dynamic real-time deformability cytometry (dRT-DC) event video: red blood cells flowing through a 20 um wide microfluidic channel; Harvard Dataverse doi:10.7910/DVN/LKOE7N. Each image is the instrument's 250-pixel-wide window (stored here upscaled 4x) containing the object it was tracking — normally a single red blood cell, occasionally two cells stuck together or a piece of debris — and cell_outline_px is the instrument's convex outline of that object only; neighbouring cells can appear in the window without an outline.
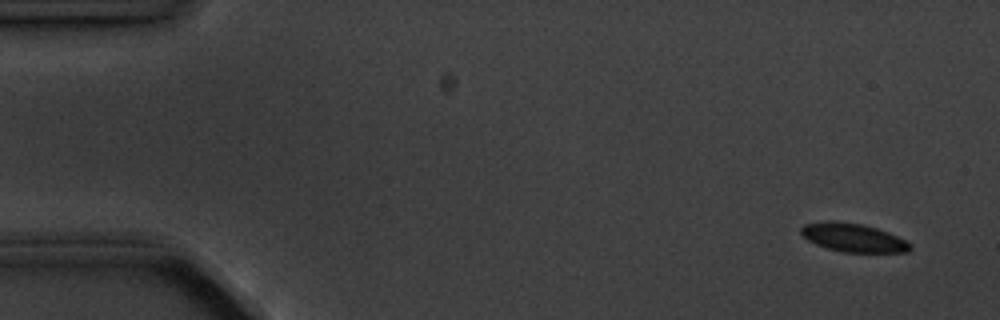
{"species": "common noctule bat (a hibernating species)", "species_latin": "Nyctalus noctula", "temperature_condition": "cold", "stored_images_in_passage": 5, "segment_of_instrument_passage": [2, 2], "camera_frame_rate_fps": 3000, "um_per_image_px": 0.085, "animal": {"sex": "male", "body_mass_g": 20.1, "forearm_length_mm": 53.5}, "frame": {"image": 1, "passage_image": 5, "time_ms": 5.667, "image_size_px": [1000, 320], "cell_outline_px": [[912, 248], [908, 252], [844, 252], [828, 248], [816, 244], [808, 240], [800, 232], [800, 228], [804, 224], [824, 220], [836, 220], [860, 224], [876, 228], [888, 232], [908, 240], [912, 244]], "centroid_in_image_um": [72.54, 20.18], "position_along_channel_um": 12.5, "area_um2": 18.26}}